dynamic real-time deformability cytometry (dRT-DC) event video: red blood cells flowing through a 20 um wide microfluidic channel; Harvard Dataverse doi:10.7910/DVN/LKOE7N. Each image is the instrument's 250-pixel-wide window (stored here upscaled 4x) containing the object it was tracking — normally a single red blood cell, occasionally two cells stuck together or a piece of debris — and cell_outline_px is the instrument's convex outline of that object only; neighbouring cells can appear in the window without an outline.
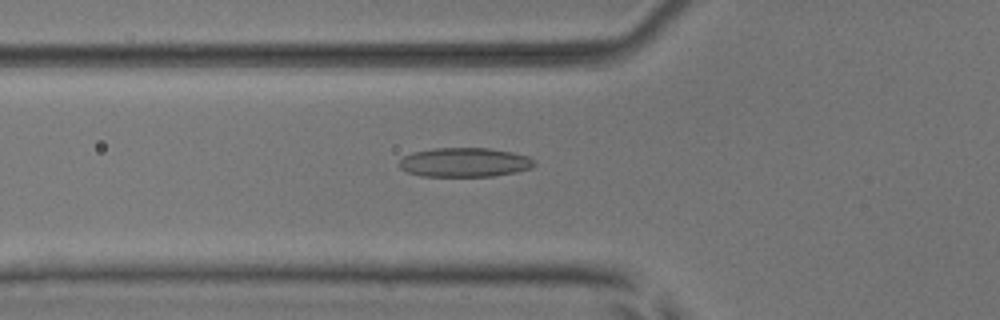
{"species": "common noctule bat (a hibernating species)", "species_latin": "Nyctalus noctula", "temperature_condition": "room temperature", "stored_images_in_passage": 53, "camera_frame_rate_fps": 3000, "um_per_image_px": 0.085, "animal": {"sex": "male", "body_mass_g": 17.9, "forearm_length_mm": 54.2}, "frame": {"image": 1, "passage_image": 19, "time_ms": 6.0, "image_size_px": [1000, 320], "cell_outline_px": [[536, 164], [532, 168], [516, 172], [492, 176], [420, 176], [408, 172], [400, 168], [400, 160], [404, 156], [412, 152], [432, 148], [488, 148], [512, 152], [528, 156], [536, 160]], "centroid_in_image_um": [39.51, 13.79], "position_along_channel_um": 86.3, "area_um2": 23.12}}
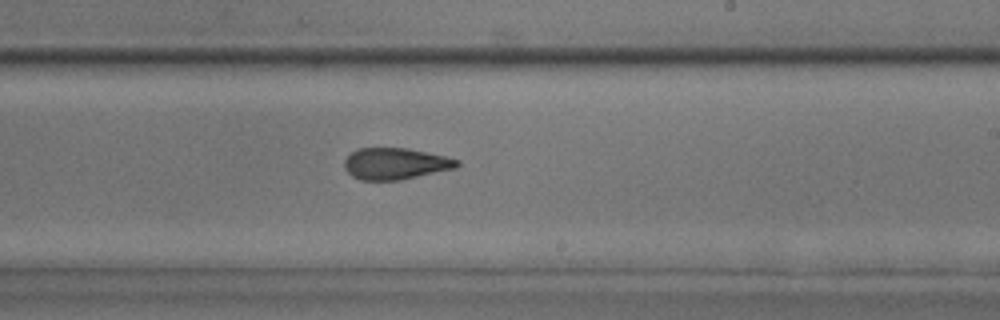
{"frame": {"image": 2, "passage_image": 32, "time_ms": 10.333, "image_size_px": [1000, 320], "cell_outline_px": [[460, 164], [456, 168], [400, 180], [360, 180], [352, 176], [344, 168], [344, 160], [356, 148], [408, 148], [444, 156], [460, 160]], "centroid_in_image_um": [33.6, 13.91], "position_along_channel_um": 255.4, "area_um2": 20.69}}
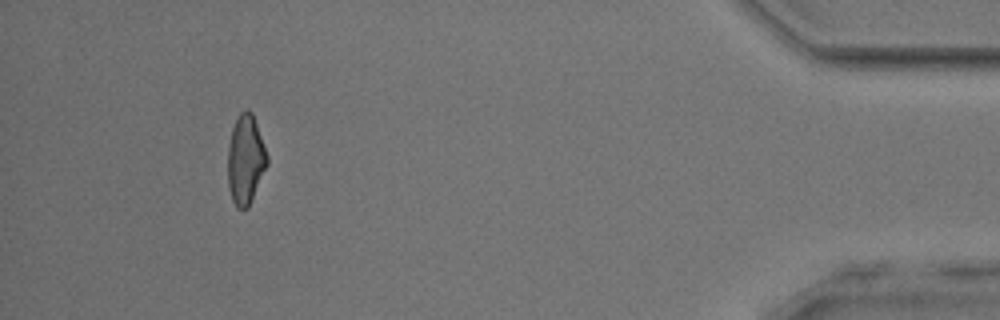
{"frame": {"image": 3, "passage_image": 49, "time_ms": 16.0, "image_size_px": [1000, 320], "cell_outline_px": [[268, 164], [248, 208], [236, 208], [232, 200], [228, 188], [228, 144], [232, 128], [240, 112], [244, 108], [248, 108], [252, 112], [268, 156]], "centroid_in_image_um": [20.86, 13.56], "position_along_channel_um": 414.3, "area_um2": 20.58}, "authors_computed_cell_mechanics": {"area_um2": 21.6172, "velocity_mm_per_s": 3.9079, "shape_relaxation_time_tau1_ms": 11.3321, "shape_relaxation_time_tau2_ms": 2.0988, "deformation_change_tau1": 0.2509, "deformation_change_tau2": 0.0937}}